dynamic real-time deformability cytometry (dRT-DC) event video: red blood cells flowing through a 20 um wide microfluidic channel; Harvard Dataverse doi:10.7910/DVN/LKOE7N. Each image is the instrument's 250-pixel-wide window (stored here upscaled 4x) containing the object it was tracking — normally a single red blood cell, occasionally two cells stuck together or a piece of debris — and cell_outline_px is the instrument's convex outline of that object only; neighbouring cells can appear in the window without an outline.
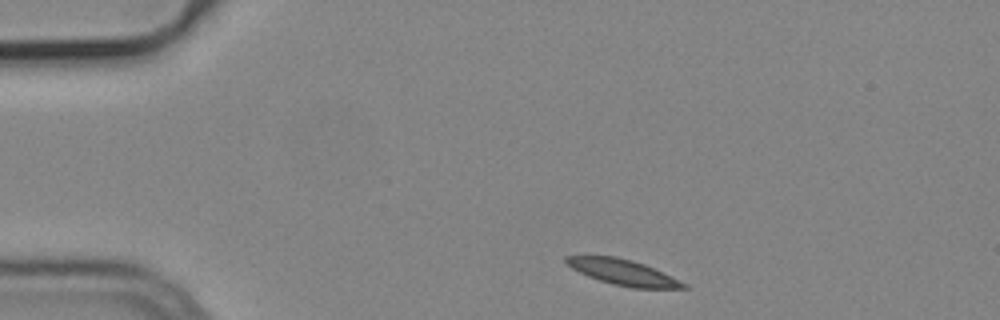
{"species": "common noctule bat (a hibernating species)", "species_latin": "Nyctalus noctula", "temperature_condition": "cold", "stored_images_in_passage": 46, "camera_frame_rate_fps": 3000, "um_per_image_px": 0.085, "animal": {"sex": "male", "body_mass_g": 19.2, "forearm_length_mm": 51.8}, "frame": {"image": 1, "passage_image": 1, "time_ms": 0.0, "image_size_px": [1000, 320], "cell_outline_px": [[688, 288], [632, 288], [612, 284], [588, 276], [572, 268], [564, 260], [564, 256], [616, 256], [632, 260], [644, 264], [688, 284]], "centroid_in_image_um": [52.96, 23.14], "position_along_channel_um": 32.0, "area_um2": 17.28}}
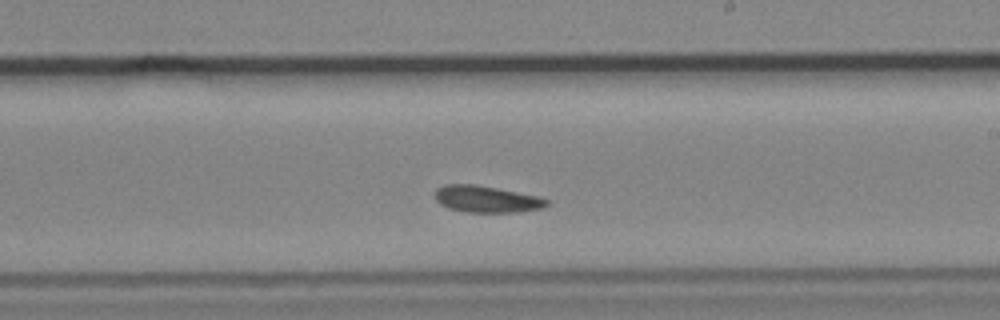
{"frame": {"image": 2, "passage_image": 23, "time_ms": 7.333, "image_size_px": [1000, 320], "cell_outline_px": [[548, 204], [540, 208], [516, 212], [464, 212], [448, 208], [440, 204], [436, 200], [436, 188], [444, 184], [476, 184], [540, 196], [548, 200]], "centroid_in_image_um": [41.33, 16.91], "position_along_channel_um": 247.7, "area_um2": 17.4}}
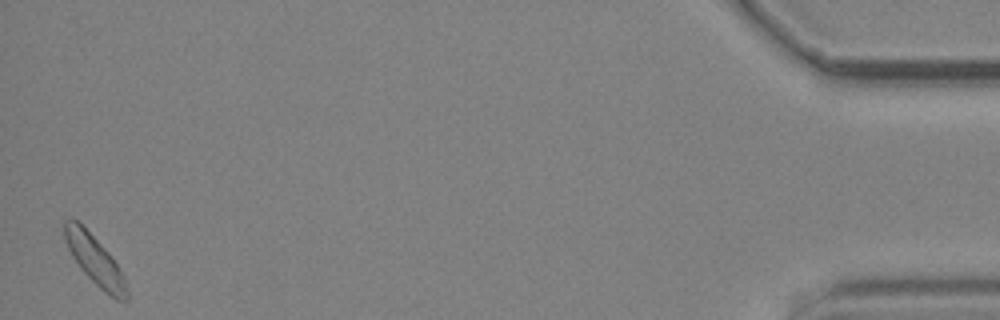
{"frame": {"image": 3, "passage_image": 45, "time_ms": 14.667, "image_size_px": [1000, 320], "cell_outline_px": [[128, 300], [116, 300], [104, 292], [80, 268], [72, 256], [64, 240], [64, 220], [72, 216], [108, 252], [120, 268], [124, 276], [128, 292]], "centroid_in_image_um": [8.06, 22.12], "position_along_channel_um": 427.1, "area_um2": 17.63}, "authors_computed_cell_mechanics": {"area_um2": 17.3689, "velocity_mm_per_s": 3.6909, "shape_relaxation_time_tau1_ms": 4.8831, "shape_relaxation_time_tau2_ms": null, "deformation_change_tau1": 0.089, "deformation_change_tau2": null}}